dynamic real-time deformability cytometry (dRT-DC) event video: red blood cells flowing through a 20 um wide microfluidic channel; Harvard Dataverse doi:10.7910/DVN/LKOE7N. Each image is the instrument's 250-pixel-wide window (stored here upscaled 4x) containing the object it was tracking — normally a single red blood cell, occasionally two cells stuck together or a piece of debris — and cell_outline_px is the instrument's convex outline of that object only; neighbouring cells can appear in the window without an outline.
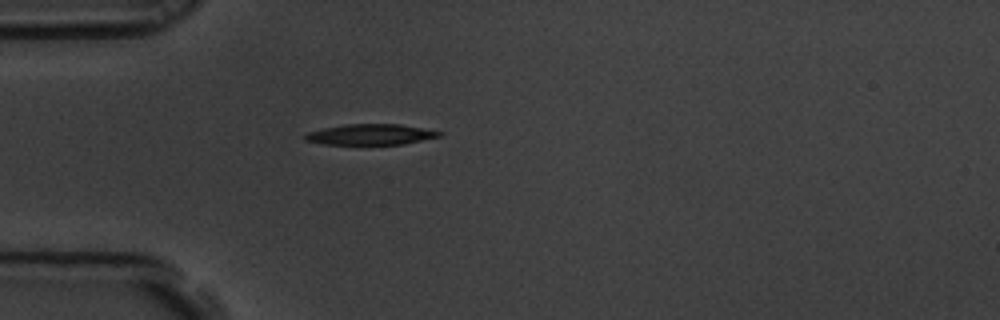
{"species": "common noctule bat (a hibernating species)", "species_latin": "Nyctalus noctula", "temperature_condition": "room temperature", "stored_images_in_passage": 1, "camera_frame_rate_fps": 3000, "um_per_image_px": 0.085, "animal": {"sex": "male", "body_mass_g": 19.5, "forearm_length_mm": 54.6}, "frame": {"image": 1, "passage_image": 1, "time_ms": 0.0, "image_size_px": [1000, 320], "cell_outline_px": [[444, 132], [440, 136], [404, 144], [324, 144], [304, 140], [304, 136], [308, 132], [324, 128], [348, 124], [400, 124]], "centroid_in_image_um": [31.51, 11.43], "position_along_channel_um": 53.5, "area_um2": 16.01}}